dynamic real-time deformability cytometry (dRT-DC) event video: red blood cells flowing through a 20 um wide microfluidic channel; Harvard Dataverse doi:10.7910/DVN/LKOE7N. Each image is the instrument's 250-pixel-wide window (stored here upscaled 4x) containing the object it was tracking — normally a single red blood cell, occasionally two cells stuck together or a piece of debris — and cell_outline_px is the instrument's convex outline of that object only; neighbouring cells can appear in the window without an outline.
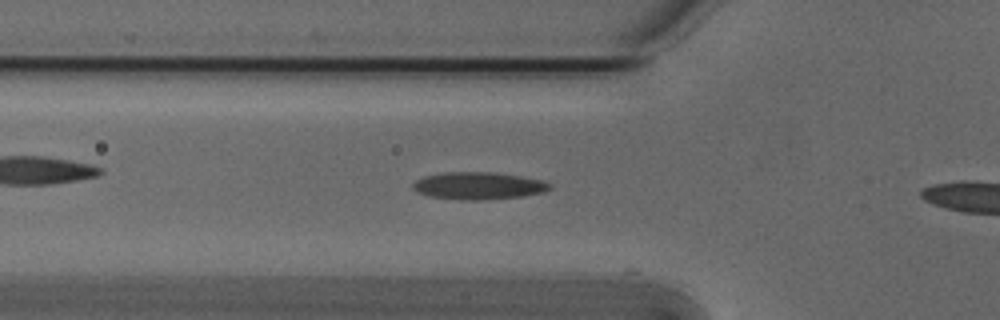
{"species": "Egyptian fruit bat (a non-hibernating species)", "species_latin": "Rousettus aegyptiacus", "temperature_condition": "cold", "stored_images_in_passage": 13, "camera_frame_rate_fps": 3000, "um_per_image_px": 0.085, "animal": {"sex": "male"}, "frame": {"image": 1, "passage_image": 12, "time_ms": 3.667, "image_size_px": [1000, 320], "cell_outline_px": [[552, 188], [544, 192], [520, 196], [480, 200], [460, 200], [428, 196], [416, 192], [412, 188], [412, 184], [416, 180], [424, 176], [444, 172], [492, 172], [520, 176], [540, 180], [552, 184]], "centroid_in_image_um": [40.62, 15.79], "position_along_channel_um": 85.2, "area_um2": 21.79}}